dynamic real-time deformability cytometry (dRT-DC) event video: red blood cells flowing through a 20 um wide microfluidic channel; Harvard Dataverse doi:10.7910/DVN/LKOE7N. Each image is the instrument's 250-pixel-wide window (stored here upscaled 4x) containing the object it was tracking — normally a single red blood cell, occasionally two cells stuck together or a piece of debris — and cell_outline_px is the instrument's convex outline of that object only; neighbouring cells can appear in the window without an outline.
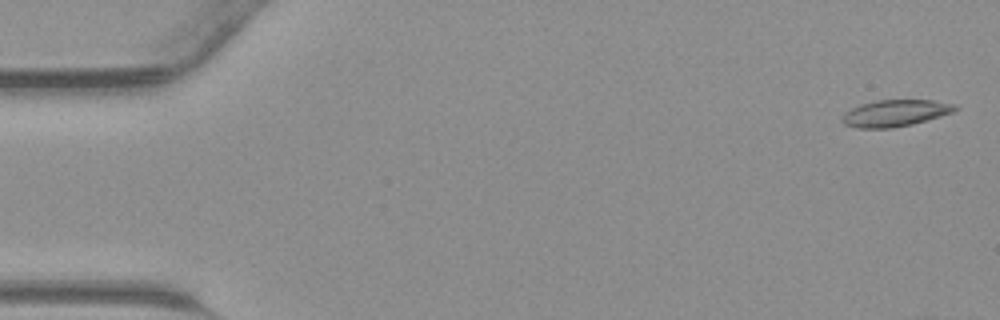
{"species": "common noctule bat (a hibernating species)", "species_latin": "Nyctalus noctula", "temperature_condition": "warm", "stored_images_in_passage": 11, "camera_frame_rate_fps": 3000, "um_per_image_px": 0.085, "animal": {"sex": "male", "body_mass_g": 23.1, "forearm_length_mm": 52.7}, "frame": {"image": 1, "passage_image": 1, "time_ms": 0.0, "image_size_px": [1000, 320], "cell_outline_px": [[960, 108], [952, 112], [940, 116], [912, 124], [892, 128], [856, 128], [844, 124], [840, 120], [844, 112], [860, 104], [876, 100], [932, 100], [956, 104]], "centroid_in_image_um": [76.07, 9.61], "position_along_channel_um": 8.9, "area_um2": 17.63}}